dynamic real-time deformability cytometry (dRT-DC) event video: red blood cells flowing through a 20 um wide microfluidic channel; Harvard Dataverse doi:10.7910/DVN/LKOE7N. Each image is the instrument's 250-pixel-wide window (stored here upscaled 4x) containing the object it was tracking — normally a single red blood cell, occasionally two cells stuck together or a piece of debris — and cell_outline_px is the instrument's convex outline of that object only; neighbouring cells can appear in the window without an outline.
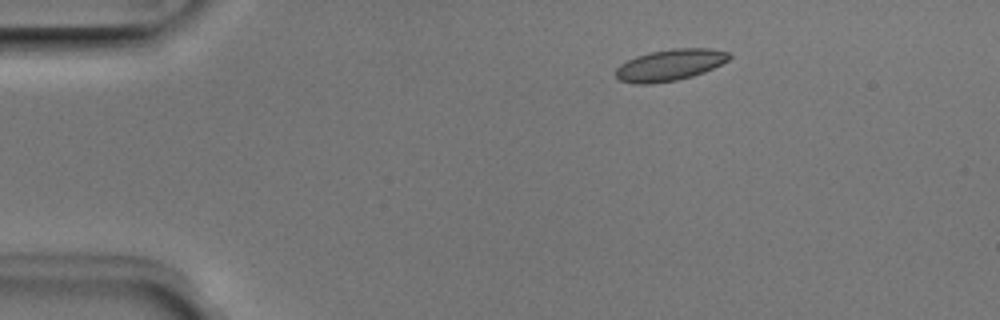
{"species": "Egyptian fruit bat (a non-hibernating species)", "species_latin": "Rousettus aegyptiacus", "temperature_condition": "room temperature", "stored_images_in_passage": 6, "camera_frame_rate_fps": 3000, "um_per_image_px": 0.085, "animal": {"sex": "male"}, "frame": {"image": 1, "passage_image": 2, "time_ms": 0.333, "image_size_px": [1000, 320], "cell_outline_px": [[732, 56], [728, 60], [704, 72], [692, 76], [676, 80], [652, 84], [632, 84], [620, 80], [616, 76], [616, 68], [620, 64], [636, 56], [648, 52], [672, 48], [712, 48], [728, 52]], "centroid_in_image_um": [56.93, 5.52], "position_along_channel_um": 28.1, "area_um2": 20.87}}
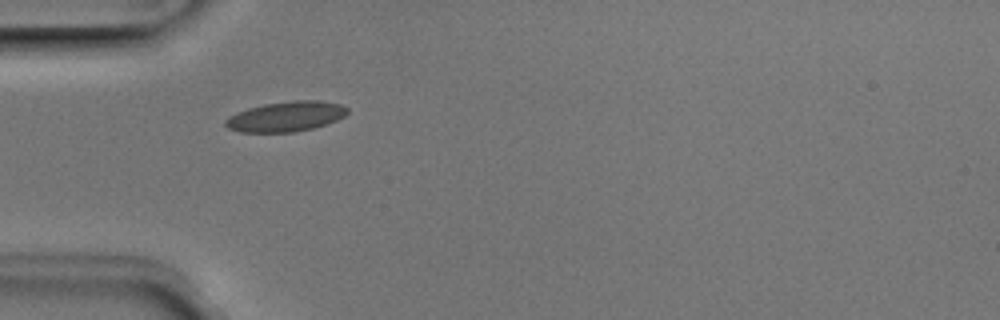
{"frame": {"image": 2, "passage_image": 4, "time_ms": 1.0, "image_size_px": [1000, 320], "cell_outline_px": [[348, 112], [344, 116], [336, 120], [312, 128], [292, 132], [240, 132], [228, 128], [224, 124], [224, 120], [228, 116], [236, 112], [248, 108], [264, 104], [296, 100], [316, 100], [340, 104], [348, 108]], "centroid_in_image_um": [24.26, 9.9], "position_along_channel_um": 60.7, "area_um2": 21.27}}
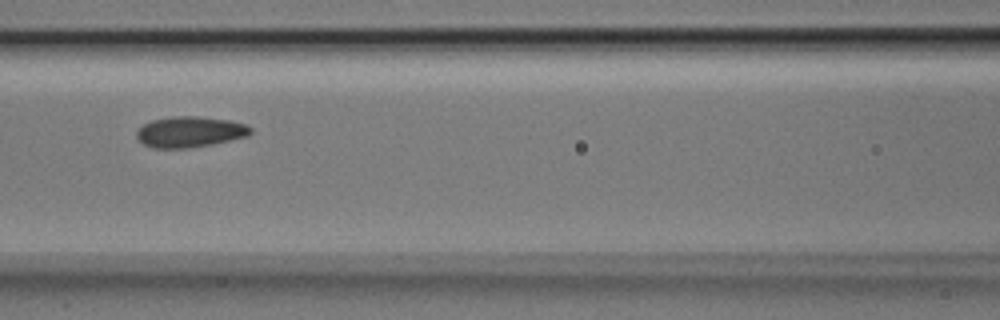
{"frame": {"image": 3, "passage_image": 6, "time_ms": 1.667, "image_size_px": [1000, 320], "cell_outline_px": [[252, 132], [248, 136], [212, 144], [184, 148], [152, 148], [144, 144], [136, 136], [136, 132], [144, 124], [152, 120], [172, 116], [196, 116], [228, 120], [248, 124], [252, 128]], "centroid_in_image_um": [16.16, 11.2], "position_along_channel_um": 150.4, "area_um2": 20.4}}